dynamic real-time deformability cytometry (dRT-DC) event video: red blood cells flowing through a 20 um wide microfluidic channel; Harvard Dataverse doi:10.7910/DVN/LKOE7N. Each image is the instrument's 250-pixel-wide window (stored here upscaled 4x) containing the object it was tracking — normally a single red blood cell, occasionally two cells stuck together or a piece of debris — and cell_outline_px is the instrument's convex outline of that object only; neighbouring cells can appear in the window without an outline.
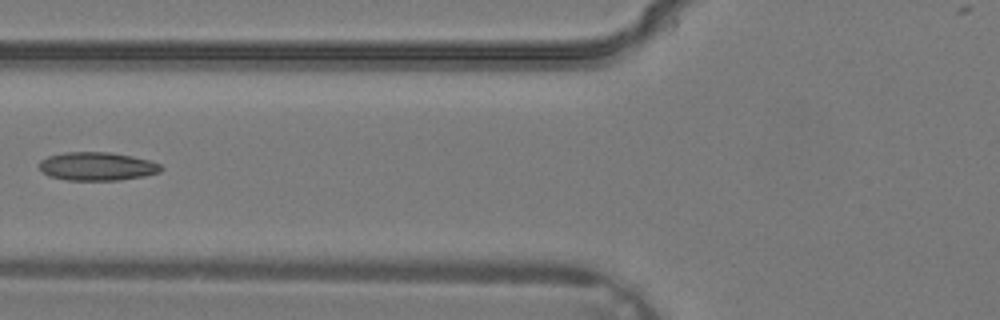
{"species": "common noctule bat (a hibernating species)", "species_latin": "Nyctalus noctula", "temperature_condition": "warm", "stored_images_in_passage": 4, "camera_frame_rate_fps": 3000, "um_per_image_px": 0.085, "animal": {"sex": "male", "body_mass_g": 19.2, "forearm_length_mm": 51.8}, "frame": {"image": 1, "passage_image": 4, "time_ms": 1.0, "image_size_px": [1000, 320], "cell_outline_px": [[164, 168], [160, 172], [144, 176], [120, 180], [68, 180], [48, 176], [40, 172], [36, 164], [40, 160], [48, 156], [64, 152], [108, 152], [132, 156], [148, 160], [160, 164]], "centroid_in_image_um": [8.19, 14.14], "position_along_channel_um": 117.6, "area_um2": 20.4}}